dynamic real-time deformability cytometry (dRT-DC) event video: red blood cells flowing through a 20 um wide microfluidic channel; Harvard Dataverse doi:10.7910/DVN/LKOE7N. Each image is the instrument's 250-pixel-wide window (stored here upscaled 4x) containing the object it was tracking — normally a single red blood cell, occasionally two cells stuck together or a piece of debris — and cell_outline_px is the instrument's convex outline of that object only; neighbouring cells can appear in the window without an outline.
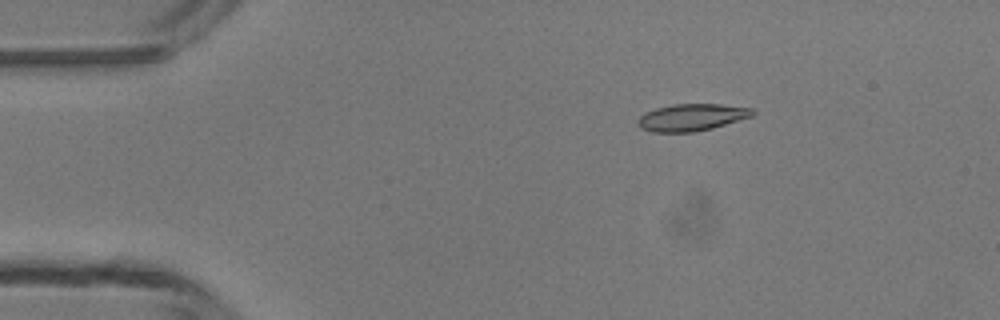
{"species": "common noctule bat (a hibernating species)", "species_latin": "Nyctalus noctula", "temperature_condition": "room temperature", "stored_images_in_passage": 6, "camera_frame_rate_fps": 3000, "um_per_image_px": 0.085, "animal": {"sex": "male", "body_mass_g": 13.3}, "frame": {"image": 1, "passage_image": 3, "time_ms": 2.333, "image_size_px": [1000, 320], "cell_outline_px": [[756, 112], [752, 116], [712, 128], [692, 132], [652, 132], [640, 128], [636, 124], [636, 120], [644, 112], [656, 108], [672, 104], [720, 104], [752, 108]], "centroid_in_image_um": [58.74, 9.97], "position_along_channel_um": 26.3, "area_um2": 18.15}}
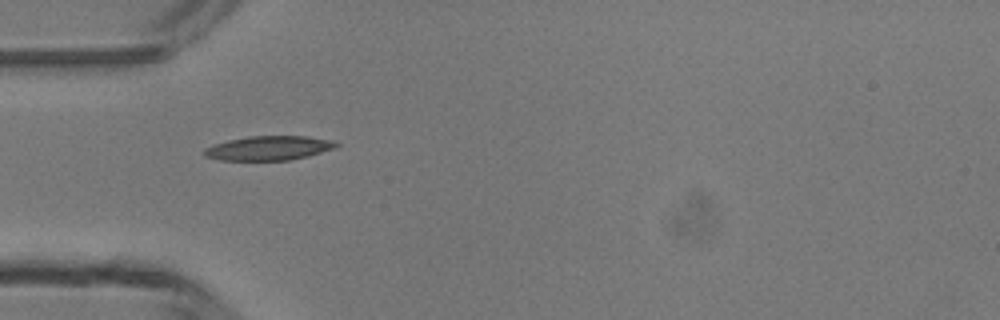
{"frame": {"image": 2, "passage_image": 5, "time_ms": 4.667, "image_size_px": [1000, 320], "cell_outline_px": [[340, 144], [336, 148], [308, 156], [288, 160], [220, 160], [204, 156], [204, 148], [212, 144], [228, 140], [248, 136], [308, 136], [332, 140]], "centroid_in_image_um": [22.84, 12.58], "position_along_channel_um": 62.2, "area_um2": 18.79}}
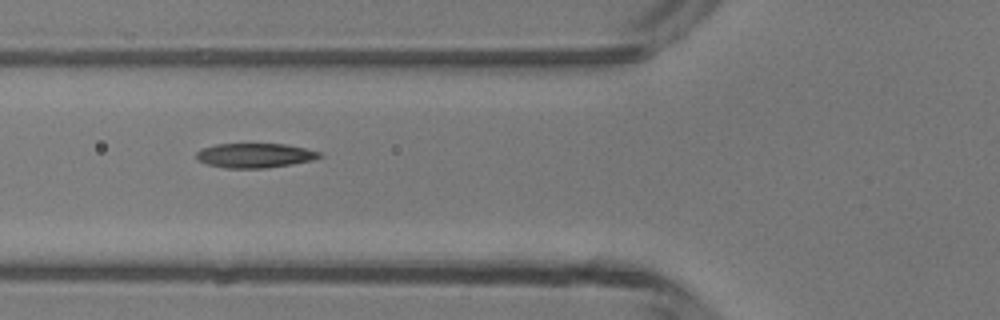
{"frame": {"image": 3, "passage_image": 6, "time_ms": 5.667, "image_size_px": [1000, 320], "cell_outline_px": [[324, 156], [312, 160], [292, 164], [264, 168], [224, 168], [208, 164], [200, 160], [196, 156], [196, 152], [200, 148], [216, 144], [284, 144], [304, 148], [320, 152]], "centroid_in_image_um": [21.66, 13.21], "position_along_channel_um": 104.1, "area_um2": 17.51}}